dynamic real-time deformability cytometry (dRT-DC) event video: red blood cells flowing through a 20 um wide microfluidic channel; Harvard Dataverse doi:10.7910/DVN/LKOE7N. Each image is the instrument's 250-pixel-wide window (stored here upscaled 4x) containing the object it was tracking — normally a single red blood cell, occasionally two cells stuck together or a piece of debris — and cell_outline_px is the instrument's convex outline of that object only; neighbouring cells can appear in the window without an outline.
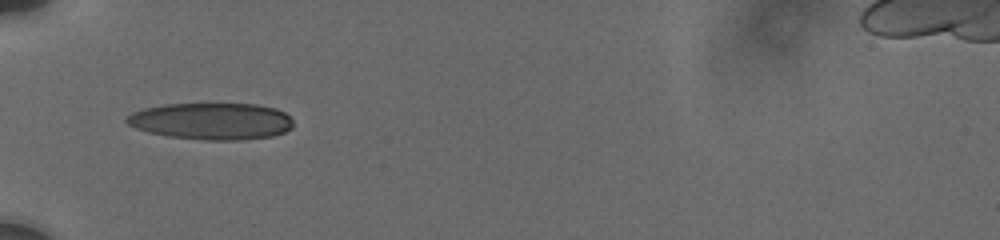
{"species": "human", "species_latin": "Homo sapiens", "temperature_condition": "cold", "stored_images_in_passage": 8, "camera_frame_rate_fps": 3000, "um_per_image_px": 0.085, "donor": {"sex": "male"}, "frame": {"image": 1, "passage_image": 1, "time_ms": 0.0, "image_size_px": [1000, 240], "cell_outline_px": [[292, 128], [284, 132], [272, 136], [240, 140], [204, 140], [168, 136], [148, 132], [136, 128], [128, 124], [124, 120], [132, 112], [144, 108], [164, 104], [256, 104], [276, 108], [284, 112], [292, 120]], "centroid_in_image_um": [17.97, 10.3], "position_along_channel_um": 67.0, "area_um2": 35.72}}
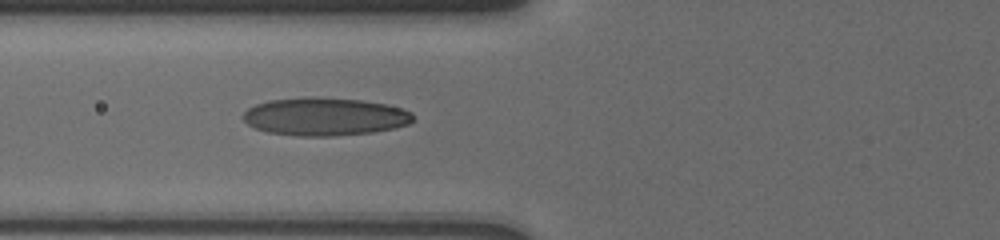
{"frame": {"image": 2, "passage_image": 7, "time_ms": 1.0, "image_size_px": [1000, 240], "cell_outline_px": [[412, 120], [408, 124], [392, 128], [372, 132], [332, 136], [296, 136], [268, 132], [256, 128], [248, 124], [240, 116], [248, 108], [256, 104], [268, 100], [304, 96], [308, 96], [360, 100], [384, 104], [404, 108], [412, 112]], "centroid_in_image_um": [27.56, 9.9], "position_along_channel_um": 98.2, "area_um2": 37.69}}